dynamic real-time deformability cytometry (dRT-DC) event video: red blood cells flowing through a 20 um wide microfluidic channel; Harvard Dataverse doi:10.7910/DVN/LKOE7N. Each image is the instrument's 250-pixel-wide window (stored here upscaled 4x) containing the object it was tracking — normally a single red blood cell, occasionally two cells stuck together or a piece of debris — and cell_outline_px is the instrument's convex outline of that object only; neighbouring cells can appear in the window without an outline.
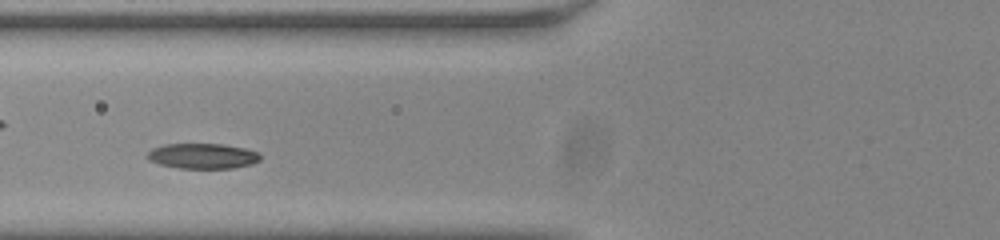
{"species": "common noctule bat (a hibernating species)", "species_latin": "Nyctalus noctula", "temperature_condition": "room temperature", "stored_images_in_passage": 35, "camera_frame_rate_fps": 3000, "um_per_image_px": 0.085, "animal": {"sex": "male", "body_mass_g": 20.0, "forearm_length_mm": 53.3}, "frame": {"image": 1, "passage_image": 5, "time_ms": 1.333, "image_size_px": [1000, 240], "cell_outline_px": [[260, 160], [252, 164], [236, 168], [176, 168], [160, 164], [148, 160], [144, 156], [152, 148], [164, 144], [220, 144], [244, 148], [260, 152]], "centroid_in_image_um": [17.21, 13.26], "position_along_channel_um": 108.6, "area_um2": 16.82}}
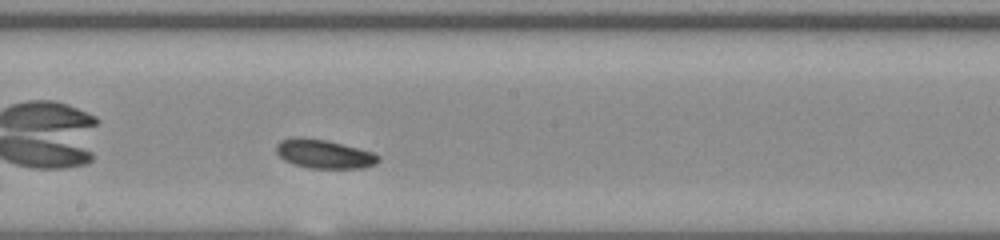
{"frame": {"image": 2, "passage_image": 14, "time_ms": 4.333, "image_size_px": [1000, 240], "cell_outline_px": [[380, 160], [376, 164], [364, 168], [308, 168], [292, 164], [284, 160], [276, 152], [276, 144], [280, 140], [300, 136], [304, 136], [328, 140], [372, 152], [380, 156]], "centroid_in_image_um": [27.53, 13.08], "position_along_channel_um": 220.7, "area_um2": 17.4}}
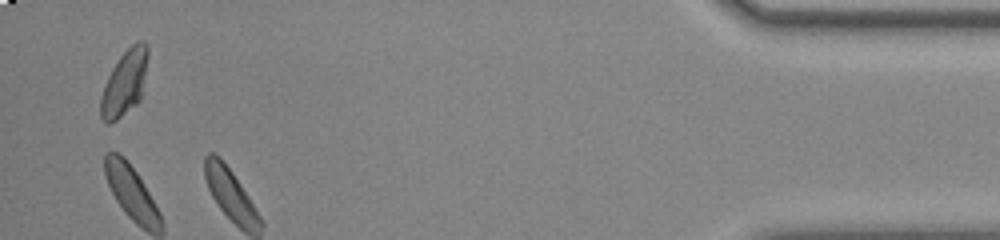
{"frame": {"image": 3, "passage_image": 34, "time_ms": 11.0, "image_size_px": [1000, 240], "cell_outline_px": [[148, 56], [140, 100], [136, 104], [116, 120], [108, 124], [104, 124], [100, 120], [100, 100], [104, 84], [112, 68], [120, 56], [132, 44], [140, 40], [144, 40], [148, 44]], "centroid_in_image_um": [10.57, 7.05], "position_along_channel_um": 424.6, "area_um2": 18.03}, "authors_computed_cell_mechanics": {"area_um2": 16.9932, "velocity_mm_per_s": 3.7434, "shape_relaxation_time_tau1_ms": 4.9394, "shape_relaxation_time_tau2_ms": 5.2961, "deformation_change_tau1": 0.1152, "deformation_change_tau2": 0.1006}}